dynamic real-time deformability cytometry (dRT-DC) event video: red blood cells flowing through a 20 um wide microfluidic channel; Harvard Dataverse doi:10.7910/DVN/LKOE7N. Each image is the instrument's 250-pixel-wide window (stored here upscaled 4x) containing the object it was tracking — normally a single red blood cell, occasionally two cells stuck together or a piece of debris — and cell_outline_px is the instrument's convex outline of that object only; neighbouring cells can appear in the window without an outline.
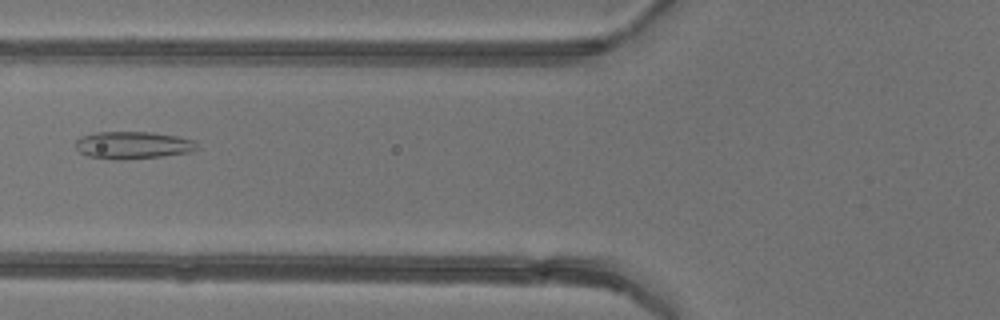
{"species": "common noctule bat (a hibernating species)", "species_latin": "Nyctalus noctula", "temperature_condition": "warm", "stored_images_in_passage": 6, "camera_frame_rate_fps": 3000, "um_per_image_px": 0.085, "animal": {"sex": "female"}, "frame": {"image": 1, "passage_image": 6, "time_ms": 5.667, "image_size_px": [1000, 320], "cell_outline_px": [[196, 148], [192, 152], [160, 156], [124, 160], [116, 160], [88, 156], [80, 152], [76, 148], [76, 140], [80, 136], [96, 132], [152, 132], [176, 136], [192, 140], [196, 144]], "centroid_in_image_um": [11.25, 12.34], "position_along_channel_um": 114.5, "area_um2": 19.31}}